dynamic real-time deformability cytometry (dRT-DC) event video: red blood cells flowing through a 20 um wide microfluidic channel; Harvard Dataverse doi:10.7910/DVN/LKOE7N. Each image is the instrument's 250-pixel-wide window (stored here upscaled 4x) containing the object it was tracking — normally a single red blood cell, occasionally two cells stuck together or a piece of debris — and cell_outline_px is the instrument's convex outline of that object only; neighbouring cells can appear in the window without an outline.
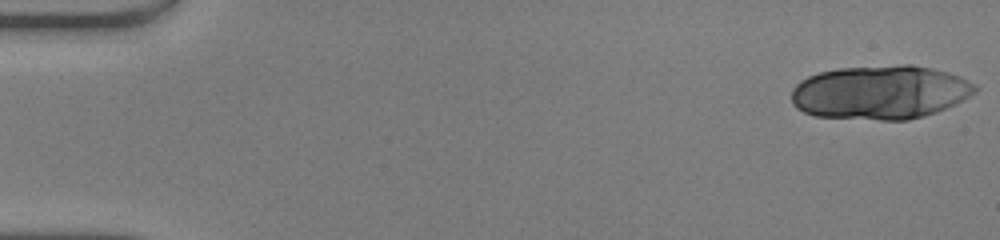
{"species": "human", "species_latin": "Homo sapiens", "temperature_condition": "warm", "stored_images_in_passage": 17, "camera_frame_rate_fps": 3000, "um_per_image_px": 0.085, "donor": {"sex": "male"}, "frame": {"image": 1, "passage_image": 1, "time_ms": 0.0, "image_size_px": [1000, 240], "cell_outline_px": [[980, 88], [976, 92], [936, 112], [924, 116], [908, 120], [880, 120], [816, 116], [804, 112], [796, 108], [792, 104], [792, 88], [800, 80], [808, 76], [820, 72], [840, 68], [900, 64], [912, 64], [932, 68], [948, 72], [960, 76], [976, 84]], "centroid_in_image_um": [74.82, 7.84], "position_along_channel_um": 10.2, "area_um2": 57.92}}